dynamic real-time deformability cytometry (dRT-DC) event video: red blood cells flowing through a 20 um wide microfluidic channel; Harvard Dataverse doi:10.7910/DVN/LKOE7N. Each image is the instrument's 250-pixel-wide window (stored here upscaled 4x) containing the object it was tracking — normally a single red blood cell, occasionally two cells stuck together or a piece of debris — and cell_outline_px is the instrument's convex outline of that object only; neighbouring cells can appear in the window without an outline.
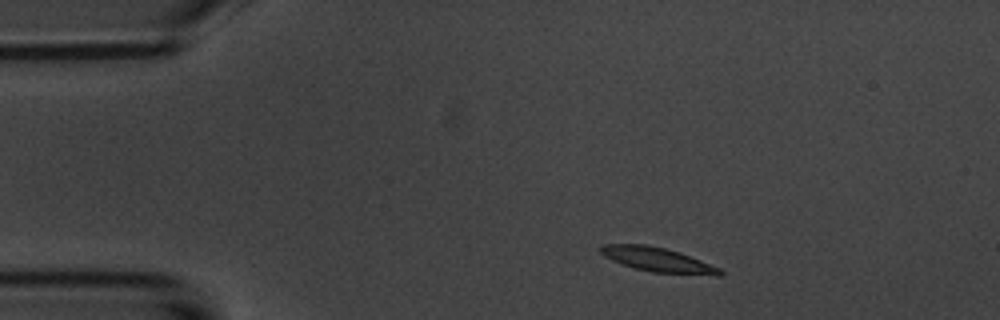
{"species": "common noctule bat (a hibernating species)", "species_latin": "Nyctalus noctula", "temperature_condition": "room temperature", "stored_images_in_passage": 4, "camera_frame_rate_fps": 3000, "um_per_image_px": 0.085, "animal": {"sex": "male", "body_mass_g": 20.1, "forearm_length_mm": 53.5}, "frame": {"image": 1, "passage_image": 1, "time_ms": 0.0, "image_size_px": [1000, 320], "cell_outline_px": [[724, 272], [720, 276], [716, 276], [652, 272], [636, 268], [612, 260], [604, 256], [600, 252], [600, 244], [644, 244], [664, 248], [680, 252], [720, 268]], "centroid_in_image_um": [55.93, 22.08], "position_along_channel_um": 29.1, "area_um2": 16.88}}
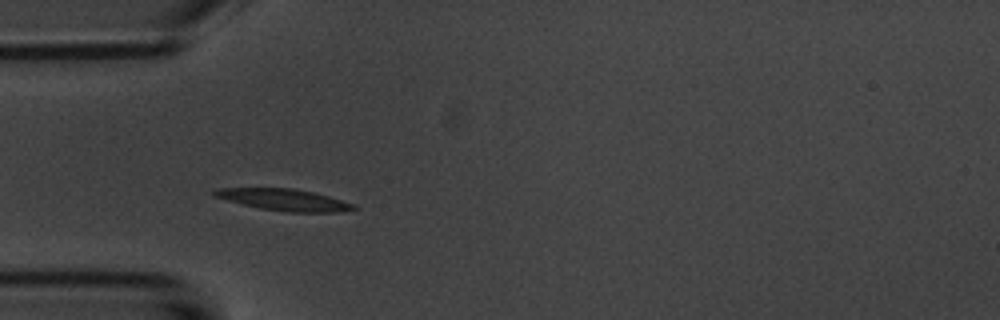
{"frame": {"image": 2, "passage_image": 3, "time_ms": 2.333, "image_size_px": [1000, 320], "cell_outline_px": [[356, 208], [340, 212], [288, 212], [260, 208], [212, 196], [212, 192], [216, 188], [292, 188], [312, 192], [328, 196], [352, 204]], "centroid_in_image_um": [24.09, 16.97], "position_along_channel_um": 60.9, "area_um2": 17.22}}